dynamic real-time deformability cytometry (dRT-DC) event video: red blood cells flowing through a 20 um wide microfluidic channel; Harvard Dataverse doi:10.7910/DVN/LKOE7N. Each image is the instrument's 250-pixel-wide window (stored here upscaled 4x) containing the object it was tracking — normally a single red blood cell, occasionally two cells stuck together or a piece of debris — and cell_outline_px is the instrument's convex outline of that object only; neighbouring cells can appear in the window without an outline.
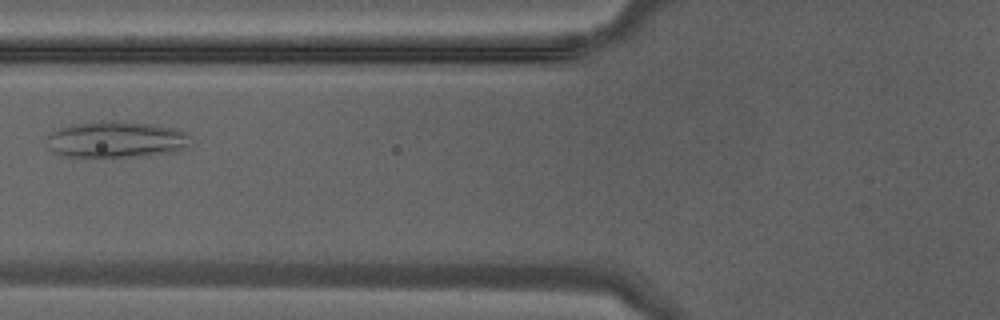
{"species": "Egyptian fruit bat (a non-hibernating species)", "species_latin": "Rousettus aegyptiacus", "temperature_condition": "warm", "stored_images_in_passage": 30, "camera_frame_rate_fps": 3000, "um_per_image_px": 0.085, "animal": {"sex": "male"}, "frame": {"image": 1, "passage_image": 5, "time_ms": 1.333, "image_size_px": [1000, 320], "cell_outline_px": [[192, 136], [188, 144], [180, 152], [112, 160], [68, 156], [52, 152], [48, 148], [48, 136], [52, 132], [60, 128], [72, 124], [108, 120], [112, 120], [156, 124], [176, 128]], "centroid_in_image_um": [9.92, 11.9], "position_along_channel_um": 115.9, "area_um2": 31.85}}
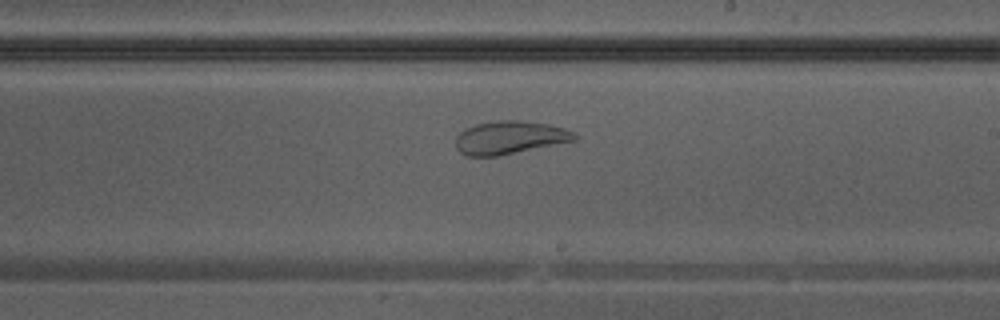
{"frame": {"image": 2, "passage_image": 13, "time_ms": 4.0, "image_size_px": [1000, 320], "cell_outline_px": [[576, 140], [496, 156], [468, 156], [460, 152], [456, 148], [456, 136], [464, 128], [476, 124], [500, 120], [520, 120], [548, 124], [564, 128], [576, 132]], "centroid_in_image_um": [43.31, 11.68], "position_along_channel_um": 245.7, "area_um2": 22.77}}